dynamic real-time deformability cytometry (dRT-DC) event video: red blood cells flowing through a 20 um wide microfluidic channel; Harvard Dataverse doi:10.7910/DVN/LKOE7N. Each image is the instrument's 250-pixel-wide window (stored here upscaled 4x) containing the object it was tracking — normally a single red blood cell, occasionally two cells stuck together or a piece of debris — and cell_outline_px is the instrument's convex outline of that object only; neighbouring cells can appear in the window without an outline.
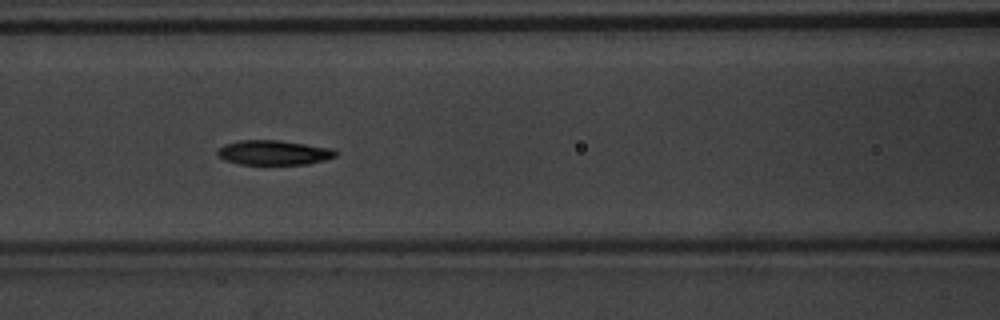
{"species": "common noctule bat (a hibernating species)", "species_latin": "Nyctalus noctula", "temperature_condition": "warm", "stored_images_in_passage": 42, "camera_frame_rate_fps": 3000, "um_per_image_px": 0.085, "animal": {"sex": "male", "body_mass_g": 20.1, "forearm_length_mm": 53.5}, "frame": {"image": 1, "passage_image": 13, "time_ms": 4.0, "image_size_px": [1000, 320], "cell_outline_px": [[340, 152], [336, 156], [324, 160], [308, 164], [240, 164], [224, 160], [216, 152], [224, 144], [240, 140], [280, 140], [332, 148]], "centroid_in_image_um": [23.3, 12.96], "position_along_channel_um": 143.3, "area_um2": 16.99}}
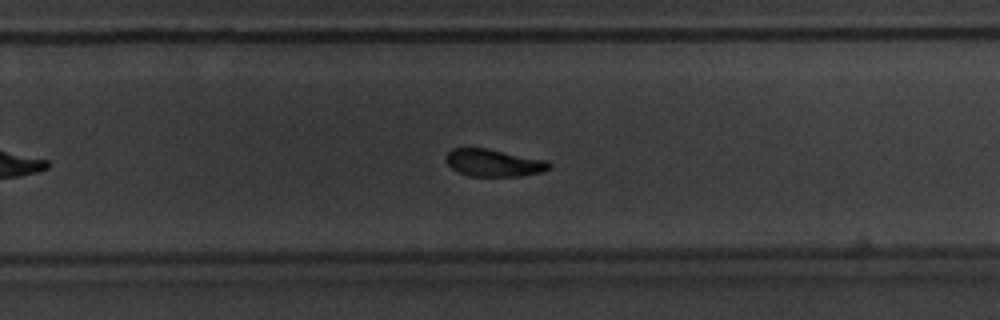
{"frame": {"image": 2, "passage_image": 24, "time_ms": 7.667, "image_size_px": [1000, 320], "cell_outline_px": [[552, 168], [544, 172], [520, 176], [472, 176], [460, 172], [452, 168], [444, 160], [448, 152], [452, 148], [484, 148], [548, 160], [552, 164]], "centroid_in_image_um": [42.02, 13.84], "position_along_channel_um": 287.8, "area_um2": 16.47}, "authors_computed_cell_mechanics": {"area_um2": 16.9643, "velocity_mm_per_s": 3.9552, "shape_relaxation_time_tau1_ms": 1.8339, "shape_relaxation_time_tau2_ms": 4.5969, "deformation_change_tau1": 0.1545, "deformation_change_tau2": 0.1227}}